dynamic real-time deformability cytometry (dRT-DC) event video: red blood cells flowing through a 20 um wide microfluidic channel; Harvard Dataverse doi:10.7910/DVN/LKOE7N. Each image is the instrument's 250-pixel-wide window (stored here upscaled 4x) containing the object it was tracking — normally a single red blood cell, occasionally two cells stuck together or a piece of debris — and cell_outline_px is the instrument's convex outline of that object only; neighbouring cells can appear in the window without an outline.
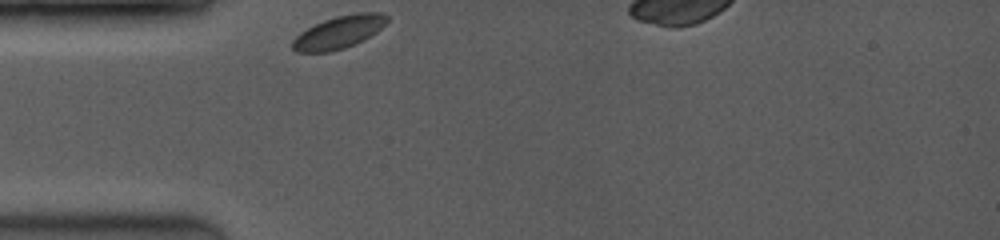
{"species": "common noctule bat (a hibernating species)", "species_latin": "Nyctalus noctula", "temperature_condition": "room temperature", "stored_images_in_passage": 21, "camera_frame_rate_fps": 3500, "um_per_image_px": 0.085, "animal": {"sex": "female", "body_mass_g": 19.0, "forearm_length_mm": 53.3}, "frame": {"image": 1, "passage_image": 1, "time_ms": 0.0, "image_size_px": [1000, 240], "cell_outline_px": [[388, 20], [376, 32], [364, 40], [344, 48], [332, 52], [296, 52], [292, 48], [292, 40], [300, 32], [324, 20], [336, 16], [356, 12], [380, 12], [388, 16]], "centroid_in_image_um": [28.8, 2.74], "position_along_channel_um": 56.2, "area_um2": 17.98}}
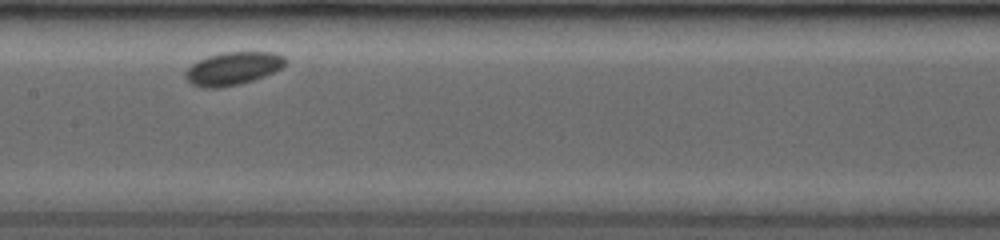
{"frame": {"image": 2, "passage_image": 8, "time_ms": 3.714, "image_size_px": [1000, 240], "cell_outline_px": [[288, 64], [264, 76], [240, 84], [216, 88], [204, 88], [192, 84], [184, 76], [184, 72], [192, 64], [208, 56], [224, 52], [276, 52], [284, 56], [288, 60]], "centroid_in_image_um": [19.83, 5.81], "position_along_channel_um": 187.6, "area_um2": 19.19}}
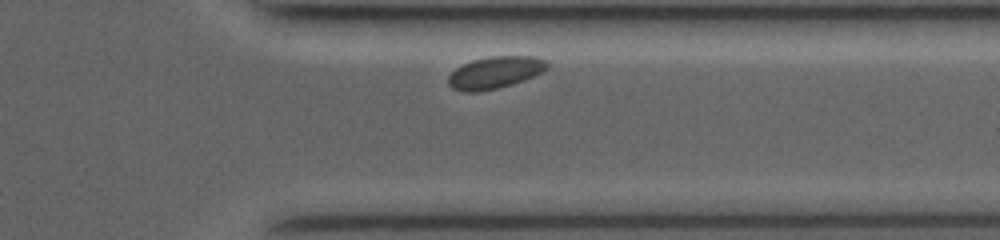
{"frame": {"image": 3, "passage_image": 19, "time_ms": 8.571, "image_size_px": [1000, 240], "cell_outline_px": [[548, 68], [524, 80], [512, 84], [496, 88], [476, 92], [464, 92], [452, 88], [448, 84], [448, 76], [456, 68], [472, 60], [488, 56], [536, 56], [544, 60], [548, 64]], "centroid_in_image_um": [42.05, 6.16], "position_along_channel_um": 369.3, "area_um2": 18.32}}